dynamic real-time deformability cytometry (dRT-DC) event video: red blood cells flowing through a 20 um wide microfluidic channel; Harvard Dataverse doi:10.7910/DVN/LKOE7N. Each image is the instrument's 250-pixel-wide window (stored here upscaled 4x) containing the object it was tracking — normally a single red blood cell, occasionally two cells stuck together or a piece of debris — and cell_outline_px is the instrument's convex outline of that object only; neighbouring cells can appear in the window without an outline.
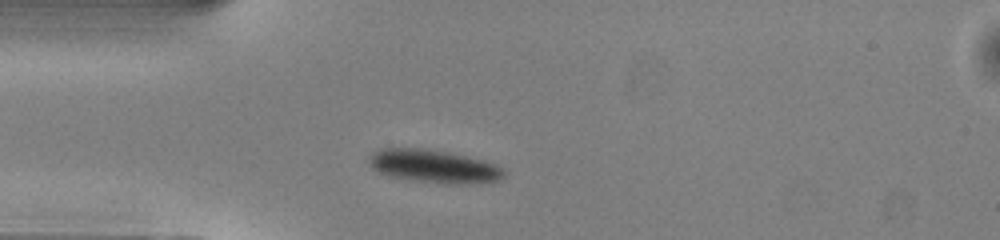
{"species": "common noctule bat (a hibernating species)", "species_latin": "Nyctalus noctula", "temperature_condition": "warm", "stored_images_in_passage": 44, "camera_frame_rate_fps": 3000, "um_per_image_px": 0.085, "animal": {"sex": "male", "body_mass_g": 13.0, "forearm_length_mm": 53.1}, "frame": {"image": 1, "passage_image": 7, "time_ms": 2.0, "image_size_px": [1000, 240], "cell_outline_px": [[504, 176], [496, 180], [456, 184], [444, 184], [412, 180], [388, 176], [372, 168], [368, 160], [368, 156], [372, 152], [380, 148], [420, 148], [448, 152], [484, 160], [496, 164], [504, 168]], "centroid_in_image_um": [36.83, 14.12], "position_along_channel_um": 48.2, "area_um2": 25.95}}
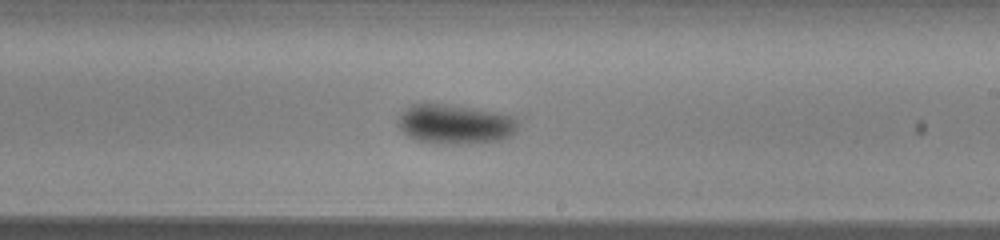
{"frame": {"image": 2, "passage_image": 23, "time_ms": 7.333, "image_size_px": [1000, 240], "cell_outline_px": [[516, 132], [512, 136], [500, 140], [464, 144], [440, 144], [416, 140], [408, 136], [400, 128], [396, 120], [412, 104], [444, 104], [472, 108], [496, 112], [512, 116], [516, 120]], "centroid_in_image_um": [38.68, 10.57], "position_along_channel_um": 250.3, "area_um2": 27.46}}
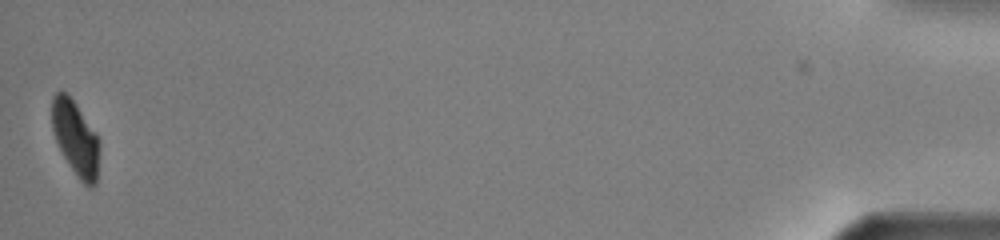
{"frame": {"image": 3, "passage_image": 44, "time_ms": 14.333, "image_size_px": [1000, 240], "cell_outline_px": [[100, 148], [96, 184], [92, 188], [88, 188], [76, 176], [68, 164], [56, 140], [52, 128], [52, 96], [56, 92], [64, 92], [76, 104], [96, 132], [100, 140]], "centroid_in_image_um": [6.45, 11.79], "position_along_channel_um": 428.7, "area_um2": 20.75}, "authors_computed_cell_mechanics": {"area_um2": 25.4609, "velocity_mm_per_s": 4.0147, "shape_relaxation_time_tau1_ms": 2.5524, "shape_relaxation_time_tau2_ms": null, "deformation_change_tau1": 0.1023, "deformation_change_tau2": null}}